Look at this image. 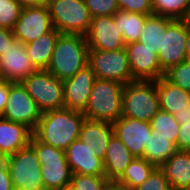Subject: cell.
<instances>
[{"mask_svg": "<svg viewBox=\"0 0 190 190\" xmlns=\"http://www.w3.org/2000/svg\"><path fill=\"white\" fill-rule=\"evenodd\" d=\"M85 119L83 112L67 108L43 112L33 135L39 141L65 151L79 138Z\"/></svg>", "mask_w": 190, "mask_h": 190, "instance_id": "1", "label": "cell"}, {"mask_svg": "<svg viewBox=\"0 0 190 190\" xmlns=\"http://www.w3.org/2000/svg\"><path fill=\"white\" fill-rule=\"evenodd\" d=\"M88 59L89 47L85 35L60 34L46 70L63 81L85 68Z\"/></svg>", "mask_w": 190, "mask_h": 190, "instance_id": "2", "label": "cell"}, {"mask_svg": "<svg viewBox=\"0 0 190 190\" xmlns=\"http://www.w3.org/2000/svg\"><path fill=\"white\" fill-rule=\"evenodd\" d=\"M124 84L96 78L83 112L86 119L113 123L121 117Z\"/></svg>", "mask_w": 190, "mask_h": 190, "instance_id": "3", "label": "cell"}, {"mask_svg": "<svg viewBox=\"0 0 190 190\" xmlns=\"http://www.w3.org/2000/svg\"><path fill=\"white\" fill-rule=\"evenodd\" d=\"M159 110L156 81L135 80L124 85L121 116L150 122Z\"/></svg>", "mask_w": 190, "mask_h": 190, "instance_id": "4", "label": "cell"}, {"mask_svg": "<svg viewBox=\"0 0 190 190\" xmlns=\"http://www.w3.org/2000/svg\"><path fill=\"white\" fill-rule=\"evenodd\" d=\"M54 28L61 34L85 35L92 17L84 0H47Z\"/></svg>", "mask_w": 190, "mask_h": 190, "instance_id": "5", "label": "cell"}, {"mask_svg": "<svg viewBox=\"0 0 190 190\" xmlns=\"http://www.w3.org/2000/svg\"><path fill=\"white\" fill-rule=\"evenodd\" d=\"M21 83L42 113L64 108L63 81L48 70L38 69Z\"/></svg>", "mask_w": 190, "mask_h": 190, "instance_id": "6", "label": "cell"}, {"mask_svg": "<svg viewBox=\"0 0 190 190\" xmlns=\"http://www.w3.org/2000/svg\"><path fill=\"white\" fill-rule=\"evenodd\" d=\"M30 144L35 148L39 158L43 186L55 190L69 184L72 172L65 151L39 141L33 134Z\"/></svg>", "mask_w": 190, "mask_h": 190, "instance_id": "7", "label": "cell"}, {"mask_svg": "<svg viewBox=\"0 0 190 190\" xmlns=\"http://www.w3.org/2000/svg\"><path fill=\"white\" fill-rule=\"evenodd\" d=\"M40 166L37 152L30 143L9 155L7 168L14 190H35L42 187Z\"/></svg>", "mask_w": 190, "mask_h": 190, "instance_id": "8", "label": "cell"}, {"mask_svg": "<svg viewBox=\"0 0 190 190\" xmlns=\"http://www.w3.org/2000/svg\"><path fill=\"white\" fill-rule=\"evenodd\" d=\"M88 65L96 78L116 81L124 85L135 81L125 48L119 50L89 49Z\"/></svg>", "mask_w": 190, "mask_h": 190, "instance_id": "9", "label": "cell"}, {"mask_svg": "<svg viewBox=\"0 0 190 190\" xmlns=\"http://www.w3.org/2000/svg\"><path fill=\"white\" fill-rule=\"evenodd\" d=\"M41 115L42 112L22 83L9 82L8 100L1 117L23 124L33 132Z\"/></svg>", "mask_w": 190, "mask_h": 190, "instance_id": "10", "label": "cell"}, {"mask_svg": "<svg viewBox=\"0 0 190 190\" xmlns=\"http://www.w3.org/2000/svg\"><path fill=\"white\" fill-rule=\"evenodd\" d=\"M53 29L47 4H43L23 7L12 31L16 40L28 44Z\"/></svg>", "mask_w": 190, "mask_h": 190, "instance_id": "11", "label": "cell"}, {"mask_svg": "<svg viewBox=\"0 0 190 190\" xmlns=\"http://www.w3.org/2000/svg\"><path fill=\"white\" fill-rule=\"evenodd\" d=\"M186 40L187 19H174L163 33L162 49L158 52L160 66L164 72L186 60Z\"/></svg>", "mask_w": 190, "mask_h": 190, "instance_id": "12", "label": "cell"}, {"mask_svg": "<svg viewBox=\"0 0 190 190\" xmlns=\"http://www.w3.org/2000/svg\"><path fill=\"white\" fill-rule=\"evenodd\" d=\"M129 66L134 80L156 81L164 76L158 54L140 41L125 46Z\"/></svg>", "mask_w": 190, "mask_h": 190, "instance_id": "13", "label": "cell"}, {"mask_svg": "<svg viewBox=\"0 0 190 190\" xmlns=\"http://www.w3.org/2000/svg\"><path fill=\"white\" fill-rule=\"evenodd\" d=\"M114 135L129 149L135 157H143L145 145L152 133L150 122L121 116L113 123Z\"/></svg>", "mask_w": 190, "mask_h": 190, "instance_id": "14", "label": "cell"}, {"mask_svg": "<svg viewBox=\"0 0 190 190\" xmlns=\"http://www.w3.org/2000/svg\"><path fill=\"white\" fill-rule=\"evenodd\" d=\"M85 38L89 49L119 50L126 46L123 35L116 26L114 15L92 18Z\"/></svg>", "mask_w": 190, "mask_h": 190, "instance_id": "15", "label": "cell"}, {"mask_svg": "<svg viewBox=\"0 0 190 190\" xmlns=\"http://www.w3.org/2000/svg\"><path fill=\"white\" fill-rule=\"evenodd\" d=\"M38 69L28 56L25 44L15 40L10 48L0 55V72L3 80L21 83L28 75Z\"/></svg>", "mask_w": 190, "mask_h": 190, "instance_id": "16", "label": "cell"}, {"mask_svg": "<svg viewBox=\"0 0 190 190\" xmlns=\"http://www.w3.org/2000/svg\"><path fill=\"white\" fill-rule=\"evenodd\" d=\"M95 79V73L87 65L73 77L63 80L64 108L84 112Z\"/></svg>", "mask_w": 190, "mask_h": 190, "instance_id": "17", "label": "cell"}, {"mask_svg": "<svg viewBox=\"0 0 190 190\" xmlns=\"http://www.w3.org/2000/svg\"><path fill=\"white\" fill-rule=\"evenodd\" d=\"M65 157L72 174L105 176L103 160L95 157L89 144L79 139L67 147Z\"/></svg>", "mask_w": 190, "mask_h": 190, "instance_id": "18", "label": "cell"}, {"mask_svg": "<svg viewBox=\"0 0 190 190\" xmlns=\"http://www.w3.org/2000/svg\"><path fill=\"white\" fill-rule=\"evenodd\" d=\"M113 135L114 129L111 122L85 119L78 139L89 144L95 152V157L104 160L108 143Z\"/></svg>", "mask_w": 190, "mask_h": 190, "instance_id": "19", "label": "cell"}, {"mask_svg": "<svg viewBox=\"0 0 190 190\" xmlns=\"http://www.w3.org/2000/svg\"><path fill=\"white\" fill-rule=\"evenodd\" d=\"M32 134L27 126L0 116V153H16L30 143Z\"/></svg>", "mask_w": 190, "mask_h": 190, "instance_id": "20", "label": "cell"}, {"mask_svg": "<svg viewBox=\"0 0 190 190\" xmlns=\"http://www.w3.org/2000/svg\"><path fill=\"white\" fill-rule=\"evenodd\" d=\"M160 110L175 114L190 106V92L169 82L164 76L156 80Z\"/></svg>", "mask_w": 190, "mask_h": 190, "instance_id": "21", "label": "cell"}, {"mask_svg": "<svg viewBox=\"0 0 190 190\" xmlns=\"http://www.w3.org/2000/svg\"><path fill=\"white\" fill-rule=\"evenodd\" d=\"M172 190H186L190 185V151L178 150L159 167Z\"/></svg>", "mask_w": 190, "mask_h": 190, "instance_id": "22", "label": "cell"}, {"mask_svg": "<svg viewBox=\"0 0 190 190\" xmlns=\"http://www.w3.org/2000/svg\"><path fill=\"white\" fill-rule=\"evenodd\" d=\"M134 159L129 149L113 135L103 160L105 177L109 180H117Z\"/></svg>", "mask_w": 190, "mask_h": 190, "instance_id": "23", "label": "cell"}, {"mask_svg": "<svg viewBox=\"0 0 190 190\" xmlns=\"http://www.w3.org/2000/svg\"><path fill=\"white\" fill-rule=\"evenodd\" d=\"M60 34L61 32L54 28L35 41L25 44L28 56L37 69L46 70L48 68L55 43Z\"/></svg>", "mask_w": 190, "mask_h": 190, "instance_id": "24", "label": "cell"}, {"mask_svg": "<svg viewBox=\"0 0 190 190\" xmlns=\"http://www.w3.org/2000/svg\"><path fill=\"white\" fill-rule=\"evenodd\" d=\"M173 20L174 19L160 15H149L139 41L143 43L145 47L158 54L159 50L162 49L163 33H165L167 26Z\"/></svg>", "mask_w": 190, "mask_h": 190, "instance_id": "25", "label": "cell"}, {"mask_svg": "<svg viewBox=\"0 0 190 190\" xmlns=\"http://www.w3.org/2000/svg\"><path fill=\"white\" fill-rule=\"evenodd\" d=\"M177 151L178 149L174 142L158 136V132L152 130L148 144L145 145L142 158L156 167H160Z\"/></svg>", "mask_w": 190, "mask_h": 190, "instance_id": "26", "label": "cell"}, {"mask_svg": "<svg viewBox=\"0 0 190 190\" xmlns=\"http://www.w3.org/2000/svg\"><path fill=\"white\" fill-rule=\"evenodd\" d=\"M149 15L139 13H129L118 10L114 14V20L125 44L139 41L141 32Z\"/></svg>", "mask_w": 190, "mask_h": 190, "instance_id": "27", "label": "cell"}, {"mask_svg": "<svg viewBox=\"0 0 190 190\" xmlns=\"http://www.w3.org/2000/svg\"><path fill=\"white\" fill-rule=\"evenodd\" d=\"M155 168V165L147 162L144 158H135L116 181L134 189L139 187Z\"/></svg>", "mask_w": 190, "mask_h": 190, "instance_id": "28", "label": "cell"}, {"mask_svg": "<svg viewBox=\"0 0 190 190\" xmlns=\"http://www.w3.org/2000/svg\"><path fill=\"white\" fill-rule=\"evenodd\" d=\"M153 14L171 19H190V0H152Z\"/></svg>", "mask_w": 190, "mask_h": 190, "instance_id": "29", "label": "cell"}, {"mask_svg": "<svg viewBox=\"0 0 190 190\" xmlns=\"http://www.w3.org/2000/svg\"><path fill=\"white\" fill-rule=\"evenodd\" d=\"M151 129L158 132V136L167 138L177 146L180 124L176 121L173 114L159 110L150 121Z\"/></svg>", "mask_w": 190, "mask_h": 190, "instance_id": "30", "label": "cell"}, {"mask_svg": "<svg viewBox=\"0 0 190 190\" xmlns=\"http://www.w3.org/2000/svg\"><path fill=\"white\" fill-rule=\"evenodd\" d=\"M164 77L172 84L190 92V61L185 60L170 67Z\"/></svg>", "mask_w": 190, "mask_h": 190, "instance_id": "31", "label": "cell"}, {"mask_svg": "<svg viewBox=\"0 0 190 190\" xmlns=\"http://www.w3.org/2000/svg\"><path fill=\"white\" fill-rule=\"evenodd\" d=\"M22 8L17 0H0V27L13 30Z\"/></svg>", "mask_w": 190, "mask_h": 190, "instance_id": "32", "label": "cell"}, {"mask_svg": "<svg viewBox=\"0 0 190 190\" xmlns=\"http://www.w3.org/2000/svg\"><path fill=\"white\" fill-rule=\"evenodd\" d=\"M109 181L105 176L72 174L70 183L75 190H106Z\"/></svg>", "mask_w": 190, "mask_h": 190, "instance_id": "33", "label": "cell"}, {"mask_svg": "<svg viewBox=\"0 0 190 190\" xmlns=\"http://www.w3.org/2000/svg\"><path fill=\"white\" fill-rule=\"evenodd\" d=\"M92 18L114 15L118 10L117 0H84Z\"/></svg>", "mask_w": 190, "mask_h": 190, "instance_id": "34", "label": "cell"}, {"mask_svg": "<svg viewBox=\"0 0 190 190\" xmlns=\"http://www.w3.org/2000/svg\"><path fill=\"white\" fill-rule=\"evenodd\" d=\"M133 190H172V188L163 171L159 167H156L150 176L139 187Z\"/></svg>", "mask_w": 190, "mask_h": 190, "instance_id": "35", "label": "cell"}, {"mask_svg": "<svg viewBox=\"0 0 190 190\" xmlns=\"http://www.w3.org/2000/svg\"><path fill=\"white\" fill-rule=\"evenodd\" d=\"M120 10L145 15L153 14L152 0H117Z\"/></svg>", "mask_w": 190, "mask_h": 190, "instance_id": "36", "label": "cell"}, {"mask_svg": "<svg viewBox=\"0 0 190 190\" xmlns=\"http://www.w3.org/2000/svg\"><path fill=\"white\" fill-rule=\"evenodd\" d=\"M177 149L190 151V120L182 121V125H180Z\"/></svg>", "mask_w": 190, "mask_h": 190, "instance_id": "37", "label": "cell"}, {"mask_svg": "<svg viewBox=\"0 0 190 190\" xmlns=\"http://www.w3.org/2000/svg\"><path fill=\"white\" fill-rule=\"evenodd\" d=\"M15 40L12 30L0 27V55H3Z\"/></svg>", "mask_w": 190, "mask_h": 190, "instance_id": "38", "label": "cell"}, {"mask_svg": "<svg viewBox=\"0 0 190 190\" xmlns=\"http://www.w3.org/2000/svg\"><path fill=\"white\" fill-rule=\"evenodd\" d=\"M0 190H14L8 168H0Z\"/></svg>", "mask_w": 190, "mask_h": 190, "instance_id": "39", "label": "cell"}, {"mask_svg": "<svg viewBox=\"0 0 190 190\" xmlns=\"http://www.w3.org/2000/svg\"><path fill=\"white\" fill-rule=\"evenodd\" d=\"M9 82L3 80L0 82V116L3 115L6 102L8 100Z\"/></svg>", "mask_w": 190, "mask_h": 190, "instance_id": "40", "label": "cell"}, {"mask_svg": "<svg viewBox=\"0 0 190 190\" xmlns=\"http://www.w3.org/2000/svg\"><path fill=\"white\" fill-rule=\"evenodd\" d=\"M106 190H133L129 186L121 184L117 182L116 180H110Z\"/></svg>", "mask_w": 190, "mask_h": 190, "instance_id": "41", "label": "cell"}, {"mask_svg": "<svg viewBox=\"0 0 190 190\" xmlns=\"http://www.w3.org/2000/svg\"><path fill=\"white\" fill-rule=\"evenodd\" d=\"M22 7L40 6L47 3V0H17Z\"/></svg>", "mask_w": 190, "mask_h": 190, "instance_id": "42", "label": "cell"}, {"mask_svg": "<svg viewBox=\"0 0 190 190\" xmlns=\"http://www.w3.org/2000/svg\"><path fill=\"white\" fill-rule=\"evenodd\" d=\"M174 118L176 119V121L182 125V121H188L190 120V110L189 108L186 109L185 111L179 112V113H175L174 114Z\"/></svg>", "mask_w": 190, "mask_h": 190, "instance_id": "43", "label": "cell"}, {"mask_svg": "<svg viewBox=\"0 0 190 190\" xmlns=\"http://www.w3.org/2000/svg\"><path fill=\"white\" fill-rule=\"evenodd\" d=\"M186 60L190 61V19H187Z\"/></svg>", "mask_w": 190, "mask_h": 190, "instance_id": "44", "label": "cell"}, {"mask_svg": "<svg viewBox=\"0 0 190 190\" xmlns=\"http://www.w3.org/2000/svg\"><path fill=\"white\" fill-rule=\"evenodd\" d=\"M8 155L0 153V168H7Z\"/></svg>", "mask_w": 190, "mask_h": 190, "instance_id": "45", "label": "cell"}, {"mask_svg": "<svg viewBox=\"0 0 190 190\" xmlns=\"http://www.w3.org/2000/svg\"><path fill=\"white\" fill-rule=\"evenodd\" d=\"M55 190H75V188L72 186L71 183L66 184L62 186L61 188L55 189Z\"/></svg>", "mask_w": 190, "mask_h": 190, "instance_id": "46", "label": "cell"}, {"mask_svg": "<svg viewBox=\"0 0 190 190\" xmlns=\"http://www.w3.org/2000/svg\"><path fill=\"white\" fill-rule=\"evenodd\" d=\"M35 190H53V189L42 186V187H39L38 189H35Z\"/></svg>", "mask_w": 190, "mask_h": 190, "instance_id": "47", "label": "cell"}, {"mask_svg": "<svg viewBox=\"0 0 190 190\" xmlns=\"http://www.w3.org/2000/svg\"><path fill=\"white\" fill-rule=\"evenodd\" d=\"M3 81V78H2V75H1V72H0V82Z\"/></svg>", "mask_w": 190, "mask_h": 190, "instance_id": "48", "label": "cell"}]
</instances>
